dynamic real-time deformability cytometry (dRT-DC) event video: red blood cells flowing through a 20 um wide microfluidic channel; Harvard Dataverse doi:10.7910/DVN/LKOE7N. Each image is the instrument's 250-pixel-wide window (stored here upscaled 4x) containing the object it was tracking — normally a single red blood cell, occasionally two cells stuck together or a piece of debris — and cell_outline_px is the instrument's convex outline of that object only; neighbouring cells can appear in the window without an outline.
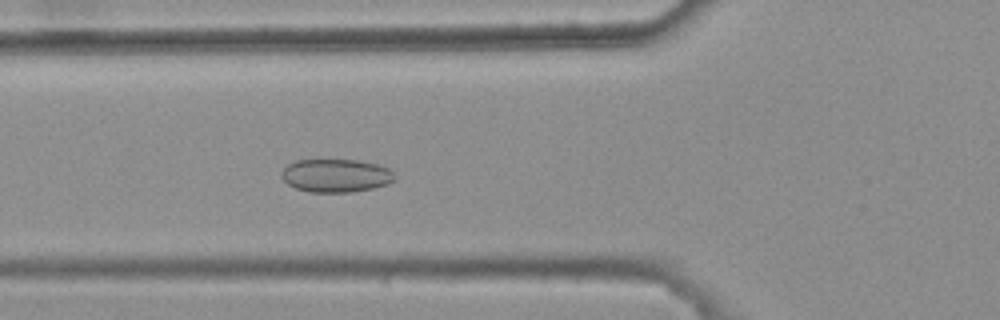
{"species": "common noctule bat (a hibernating species)", "species_latin": "Nyctalus noctula", "temperature_condition": "warm", "stored_images_in_passage": 5, "camera_frame_rate_fps": 3000, "um_per_image_px": 0.085, "animal": {"sex": "female", "body_mass_g": 25.1}, "frame": {"image": 1, "passage_image": 5, "time_ms": 1.333, "image_size_px": [1000, 320], "cell_outline_px": [[396, 176], [388, 184], [372, 188], [352, 192], [308, 192], [296, 188], [288, 184], [280, 176], [284, 168], [288, 164], [296, 160], [356, 160], [376, 164], [388, 168]], "centroid_in_image_um": [28.53, 14.93], "position_along_channel_um": 97.3, "area_um2": 21.79}}